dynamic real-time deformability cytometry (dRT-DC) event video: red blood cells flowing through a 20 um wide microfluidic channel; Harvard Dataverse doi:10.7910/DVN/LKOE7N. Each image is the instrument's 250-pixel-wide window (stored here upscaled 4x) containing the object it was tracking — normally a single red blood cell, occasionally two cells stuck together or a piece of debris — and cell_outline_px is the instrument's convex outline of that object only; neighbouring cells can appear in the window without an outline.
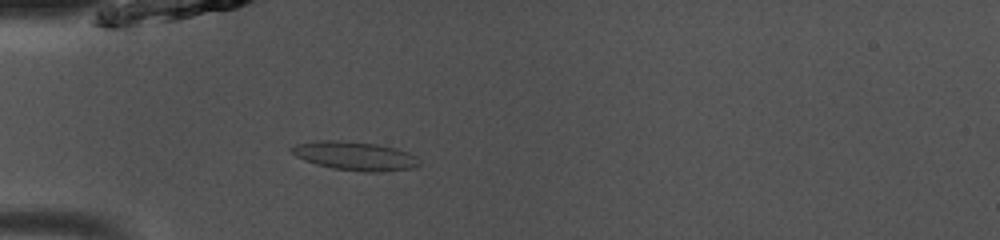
{"species": "common noctule bat (a hibernating species)", "species_latin": "Nyctalus noctula", "temperature_condition": "room temperature", "stored_images_in_passage": 49, "camera_frame_rate_fps": 3000, "um_per_image_px": 0.085, "animal": {"sex": "male", "body_mass_g": 13.0, "forearm_length_mm": 53.1}, "frame": {"image": 1, "passage_image": 15, "time_ms": 4.667, "image_size_px": [1000, 240], "cell_outline_px": [[420, 164], [412, 168], [380, 172], [368, 172], [332, 168], [316, 164], [304, 160], [296, 156], [288, 148], [296, 144], [316, 140], [344, 140], [376, 144], [396, 148], [408, 152], [416, 156]], "centroid_in_image_um": [30.14, 13.24], "position_along_channel_um": 54.9, "area_um2": 21.44}}
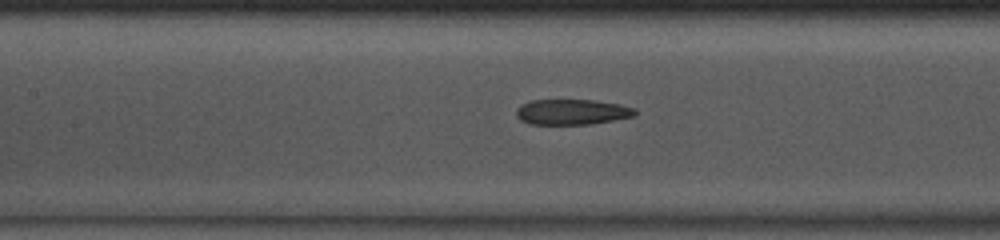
{"frame": {"image": 2, "passage_image": 23, "time_ms": 7.333, "image_size_px": [1000, 240], "cell_outline_px": [[636, 116], [592, 124], [532, 124], [520, 120], [516, 116], [516, 108], [520, 104], [532, 100], [592, 100], [620, 104], [636, 108]], "centroid_in_image_um": [48.62, 9.51], "position_along_channel_um": 158.8, "area_um2": 17.74}}
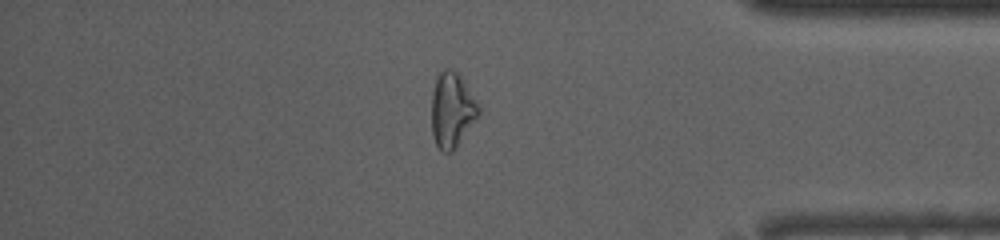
{"frame": {"image": 3, "passage_image": 42, "time_ms": 13.667, "image_size_px": [1000, 240], "cell_outline_px": [[480, 116], [452, 152], [444, 152], [436, 144], [432, 136], [432, 92], [436, 76], [444, 68], [448, 68], [460, 72], [480, 104]], "centroid_in_image_um": [38.46, 9.3], "position_along_channel_um": 396.7, "area_um2": 21.15}, "authors_computed_cell_mechanics": {"area_um2": 19.7098, "velocity_mm_per_s": 4.1136, "shape_relaxation_time_tau1_ms": 9.2771, "shape_relaxation_time_tau2_ms": 3.8676, "deformation_change_tau1": 0.244, "deformation_change_tau2": 0.1154}}